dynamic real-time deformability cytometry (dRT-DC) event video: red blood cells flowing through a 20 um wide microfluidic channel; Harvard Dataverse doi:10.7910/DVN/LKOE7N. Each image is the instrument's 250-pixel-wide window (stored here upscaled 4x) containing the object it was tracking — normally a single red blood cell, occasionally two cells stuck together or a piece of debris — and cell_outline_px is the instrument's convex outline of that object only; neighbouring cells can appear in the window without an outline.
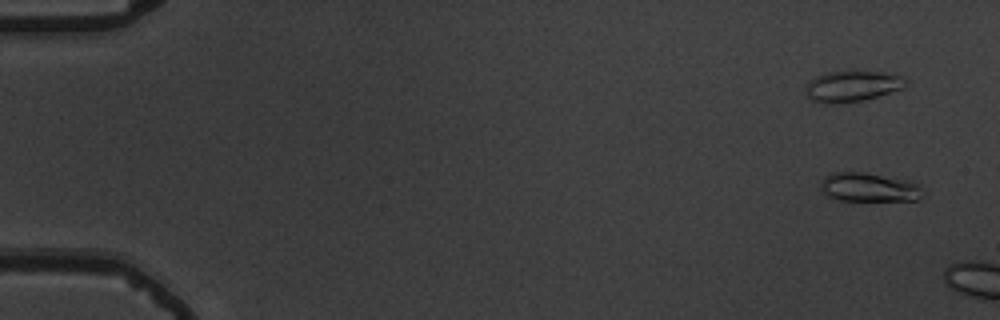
{"species": "common noctule bat (a hibernating species)", "species_latin": "Nyctalus noctula", "temperature_condition": "warm", "stored_images_in_passage": 8, "camera_frame_rate_fps": 3000, "um_per_image_px": 0.085, "animal": {"sex": "male", "body_mass_g": 19.5, "forearm_length_mm": 54.6}, "frame": {"image": 1, "passage_image": 4, "time_ms": 1.0, "image_size_px": [1000, 320], "cell_outline_px": [[920, 200], [840, 200], [828, 196], [820, 188], [820, 184], [832, 172], [864, 172], [912, 180], [920, 184]], "centroid_in_image_um": [73.9, 15.91], "position_along_channel_um": 11.1, "area_um2": 17.11}}